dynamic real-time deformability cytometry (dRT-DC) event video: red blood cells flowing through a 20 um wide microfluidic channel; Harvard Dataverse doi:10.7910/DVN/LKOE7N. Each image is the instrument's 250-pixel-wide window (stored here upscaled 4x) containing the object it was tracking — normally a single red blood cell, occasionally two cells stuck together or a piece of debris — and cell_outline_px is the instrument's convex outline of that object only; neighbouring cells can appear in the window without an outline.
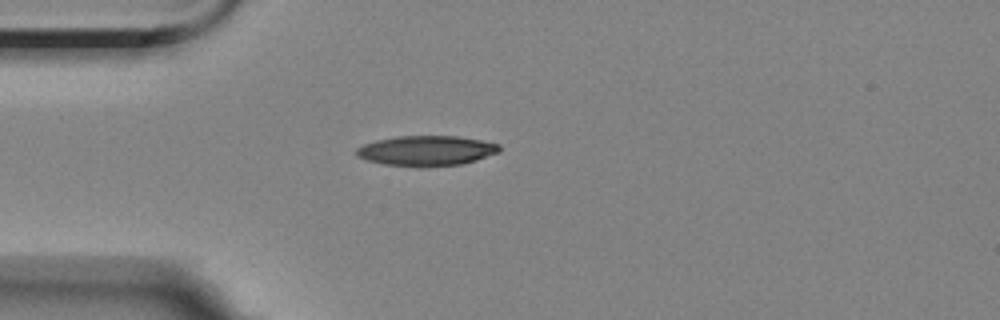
{"species": "Egyptian fruit bat (a non-hibernating species)", "species_latin": "Rousettus aegyptiacus", "temperature_condition": "room temperature", "stored_images_in_passage": 2, "camera_frame_rate_fps": 3000, "um_per_image_px": 0.085, "animal": {"sex": "female"}, "frame": {"image": 1, "passage_image": 1, "time_ms": 0.0, "image_size_px": [1000, 320], "cell_outline_px": [[500, 152], [476, 160], [460, 164], [428, 168], [416, 168], [384, 164], [368, 160], [356, 156], [356, 148], [364, 144], [376, 140], [396, 136], [456, 136], [480, 140], [500, 144]], "centroid_in_image_um": [36.24, 12.83], "position_along_channel_um": 48.8, "area_um2": 25.43}}